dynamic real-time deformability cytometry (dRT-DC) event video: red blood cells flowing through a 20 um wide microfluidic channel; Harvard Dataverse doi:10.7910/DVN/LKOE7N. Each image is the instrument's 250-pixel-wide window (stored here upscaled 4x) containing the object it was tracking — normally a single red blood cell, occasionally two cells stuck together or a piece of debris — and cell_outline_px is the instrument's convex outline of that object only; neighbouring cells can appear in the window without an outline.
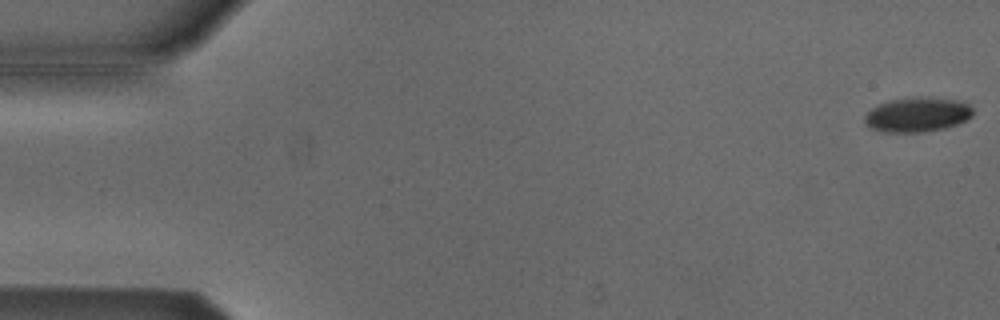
{"species": "Egyptian fruit bat (a non-hibernating species)", "species_latin": "Rousettus aegyptiacus", "temperature_condition": "cold", "stored_images_in_passage": 54, "camera_frame_rate_fps": 3000, "um_per_image_px": 0.085, "animal": {"sex": "male"}, "frame": {"image": 1, "passage_image": 1, "time_ms": 0.0, "image_size_px": [1000, 320], "cell_outline_px": [[972, 116], [956, 124], [944, 128], [920, 132], [884, 132], [872, 128], [864, 124], [864, 116], [872, 108], [888, 100], [916, 96], [928, 96], [956, 100], [968, 104], [972, 108]], "centroid_in_image_um": [77.94, 9.72], "position_along_channel_um": 7.1, "area_um2": 21.85}}
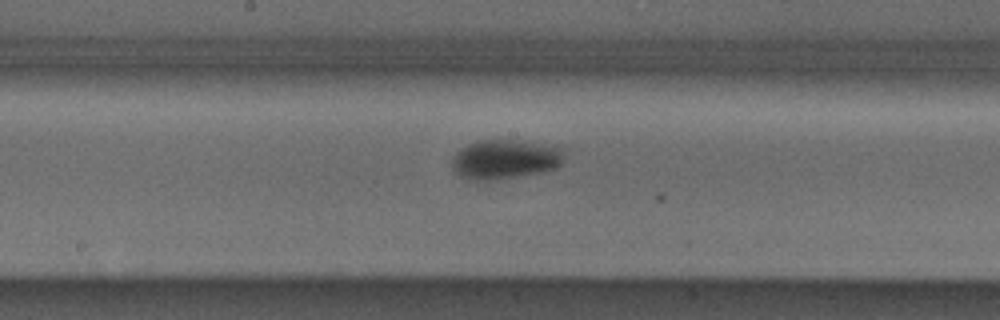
{"frame": {"image": 2, "passage_image": 28, "time_ms": 9.0, "image_size_px": [1000, 320], "cell_outline_px": [[564, 148], [560, 164], [556, 168], [544, 172], [496, 180], [472, 180], [460, 176], [452, 168], [452, 156], [460, 148], [476, 140], [512, 140]], "centroid_in_image_um": [42.87, 13.55], "position_along_channel_um": 205.3, "area_um2": 25.72}}
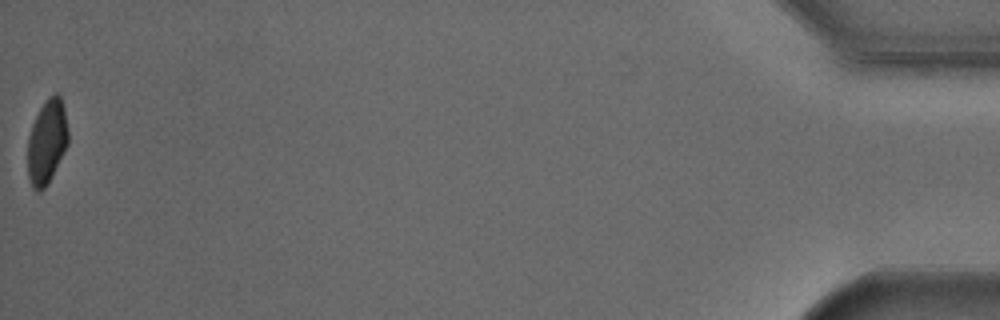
{"frame": {"image": 3, "passage_image": 54, "time_ms": 17.667, "image_size_px": [1000, 320], "cell_outline_px": [[68, 144], [64, 152], [44, 188], [40, 192], [36, 192], [32, 188], [28, 176], [28, 136], [32, 124], [44, 100], [48, 96], [56, 92], [60, 96], [64, 108], [68, 128]], "centroid_in_image_um": [3.98, 12.02], "position_along_channel_um": 431.2, "area_um2": 19.83}, "authors_computed_cell_mechanics": {"area_um2": 23.409, "velocity_mm_per_s": 3.8123, "shape_relaxation_time_tau1_ms": 4.1851, "shape_relaxation_time_tau2_ms": null, "deformation_change_tau1": 0.0864, "deformation_change_tau2": null}}